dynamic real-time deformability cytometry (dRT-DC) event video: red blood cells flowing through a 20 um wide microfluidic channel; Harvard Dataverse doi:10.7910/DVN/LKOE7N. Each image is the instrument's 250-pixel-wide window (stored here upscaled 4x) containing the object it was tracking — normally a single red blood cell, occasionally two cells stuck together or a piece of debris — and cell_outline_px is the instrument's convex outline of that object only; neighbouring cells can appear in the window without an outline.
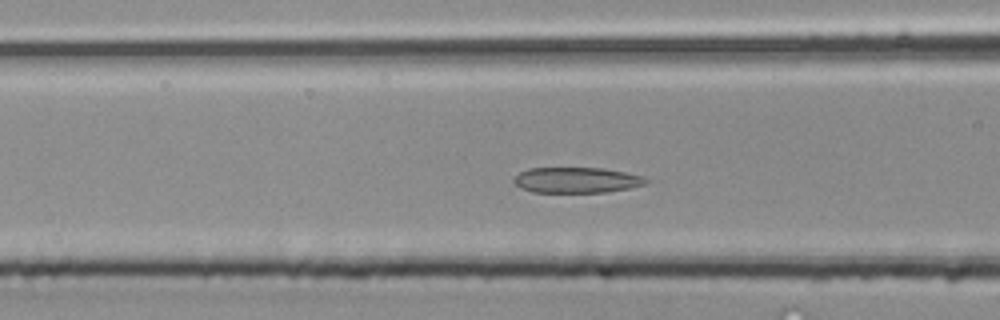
{"species": "common noctule bat (a hibernating species)", "species_latin": "Nyctalus noctula", "temperature_condition": "room temperature", "stored_images_in_passage": 35, "camera_frame_rate_fps": 3000, "um_per_image_px": 0.085, "animal": {"sex": "male", "body_mass_g": 20.4}, "frame": {"image": 1, "passage_image": 8, "time_ms": 2.333, "image_size_px": [1000, 320], "cell_outline_px": [[648, 180], [644, 184], [628, 188], [608, 192], [532, 192], [520, 188], [512, 180], [520, 172], [528, 168], [604, 168], [644, 176]], "centroid_in_image_um": [48.99, 15.3], "position_along_channel_um": 117.6, "area_um2": 19.65}}
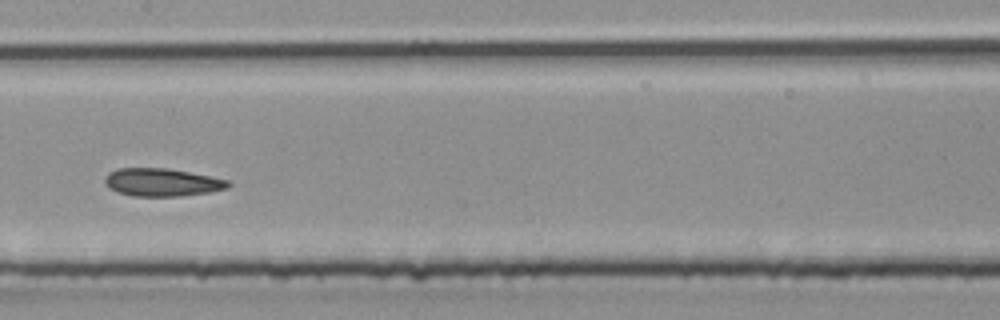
{"frame": {"image": 2, "passage_image": 13, "time_ms": 4.0, "image_size_px": [1000, 320], "cell_outline_px": [[232, 184], [228, 188], [208, 192], [180, 196], [132, 196], [116, 192], [108, 188], [104, 184], [104, 176], [108, 172], [116, 168], [168, 168], [228, 180]], "centroid_in_image_um": [13.7, 15.49], "position_along_channel_um": 193.7, "area_um2": 20.17}}
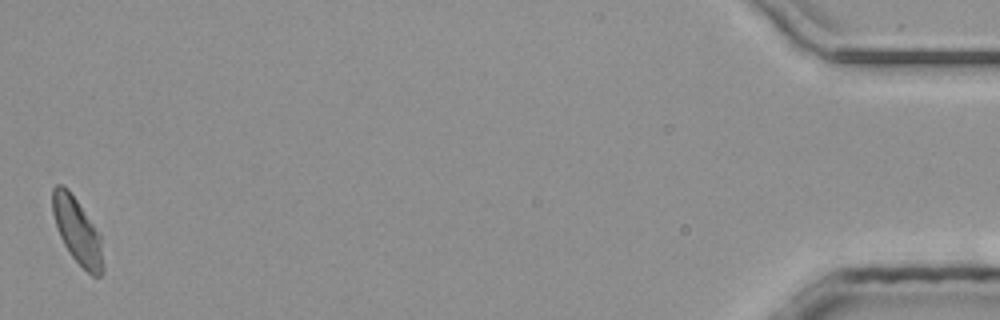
{"frame": {"image": 3, "passage_image": 35, "time_ms": 11.333, "image_size_px": [1000, 320], "cell_outline_px": [[104, 272], [100, 276], [92, 276], [68, 252], [60, 236], [52, 212], [52, 188], [56, 184], [60, 184], [68, 188], [100, 232], [104, 268]], "centroid_in_image_um": [6.59, 19.62], "position_along_channel_um": 428.6, "area_um2": 19.48}}